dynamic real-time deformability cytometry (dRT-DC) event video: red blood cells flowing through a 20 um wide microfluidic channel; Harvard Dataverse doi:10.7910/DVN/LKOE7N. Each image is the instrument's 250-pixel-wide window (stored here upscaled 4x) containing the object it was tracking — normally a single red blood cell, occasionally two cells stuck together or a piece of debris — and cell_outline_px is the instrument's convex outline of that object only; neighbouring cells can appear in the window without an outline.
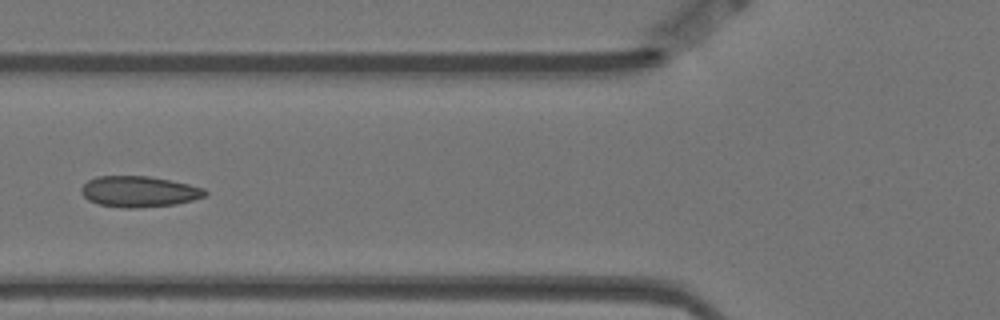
{"species": "Egyptian fruit bat (a non-hibernating species)", "species_latin": "Rousettus aegyptiacus", "temperature_condition": "warm", "stored_images_in_passage": 9, "camera_frame_rate_fps": 3000, "um_per_image_px": 0.085, "animal": {"sex": "female"}, "frame": {"image": 1, "passage_image": 6, "time_ms": 1.667, "image_size_px": [1000, 320], "cell_outline_px": [[208, 192], [204, 196], [192, 200], [176, 204], [140, 208], [120, 208], [100, 204], [88, 200], [80, 192], [80, 188], [88, 180], [96, 176], [148, 176], [172, 180], [204, 188]], "centroid_in_image_um": [11.8, 16.28], "position_along_channel_um": 114.0, "area_um2": 22.43}}
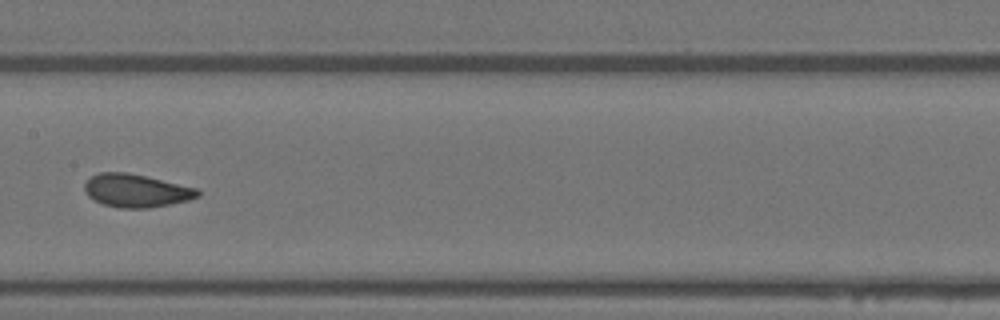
{"frame": {"image": 2, "passage_image": 8, "time_ms": 2.333, "image_size_px": [1000, 320], "cell_outline_px": [[200, 196], [188, 200], [148, 208], [120, 208], [104, 204], [88, 196], [84, 192], [84, 184], [92, 176], [100, 172], [128, 172], [196, 188], [200, 192]], "centroid_in_image_um": [11.55, 16.2], "position_along_channel_um": 195.8, "area_um2": 21.56}}
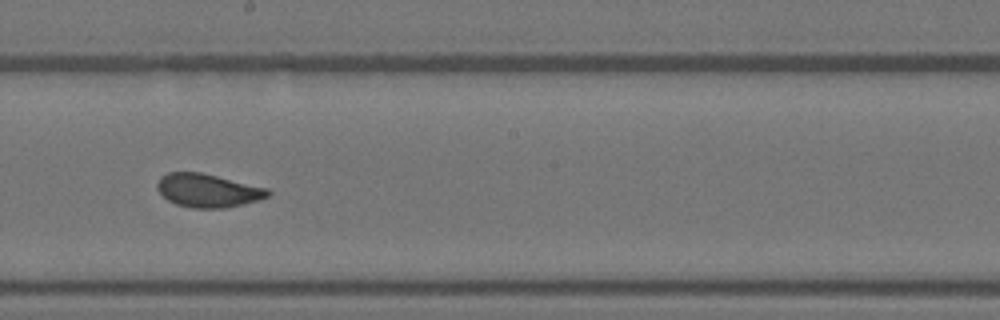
{"frame": {"image": 3, "passage_image": 9, "time_ms": 2.667, "image_size_px": [1000, 320], "cell_outline_px": [[272, 192], [268, 196], [260, 200], [224, 208], [192, 208], [176, 204], [168, 200], [156, 188], [156, 184], [160, 176], [168, 172], [200, 172], [268, 188]], "centroid_in_image_um": [17.66, 16.19], "position_along_channel_um": 230.5, "area_um2": 21.56}}